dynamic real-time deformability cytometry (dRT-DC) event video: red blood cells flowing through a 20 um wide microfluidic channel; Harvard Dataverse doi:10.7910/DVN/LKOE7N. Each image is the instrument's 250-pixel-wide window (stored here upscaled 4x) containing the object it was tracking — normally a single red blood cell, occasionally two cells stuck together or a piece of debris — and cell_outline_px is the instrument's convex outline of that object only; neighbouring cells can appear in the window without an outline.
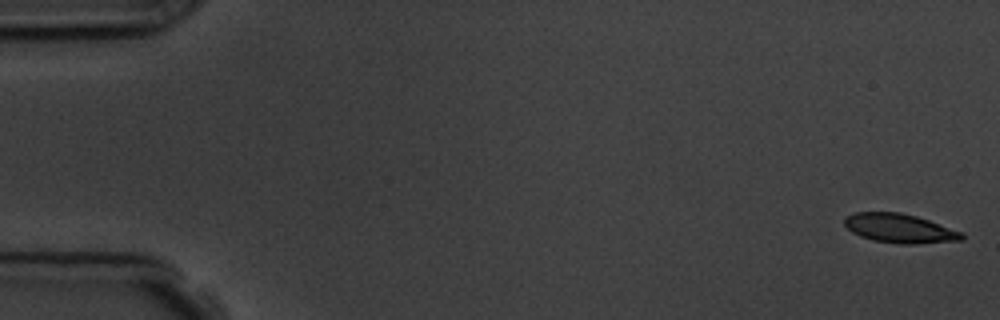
{"species": "common noctule bat (a hibernating species)", "species_latin": "Nyctalus noctula", "temperature_condition": "room temperature", "stored_images_in_passage": 6, "segment_of_instrument_passage": [2, 2], "camera_frame_rate_fps": 3000, "um_per_image_px": 0.085, "animal": {"sex": "male", "body_mass_g": 19.5, "forearm_length_mm": 54.6}, "frame": {"image": 1, "passage_image": 6, "time_ms": 6.333, "image_size_px": [1000, 320], "cell_outline_px": [[964, 240], [916, 244], [900, 244], [872, 240], [860, 236], [852, 232], [844, 224], [844, 216], [852, 212], [900, 212], [916, 216], [928, 220], [960, 232], [964, 236]], "centroid_in_image_um": [76.41, 19.41], "position_along_channel_um": 8.6, "area_um2": 19.88}}